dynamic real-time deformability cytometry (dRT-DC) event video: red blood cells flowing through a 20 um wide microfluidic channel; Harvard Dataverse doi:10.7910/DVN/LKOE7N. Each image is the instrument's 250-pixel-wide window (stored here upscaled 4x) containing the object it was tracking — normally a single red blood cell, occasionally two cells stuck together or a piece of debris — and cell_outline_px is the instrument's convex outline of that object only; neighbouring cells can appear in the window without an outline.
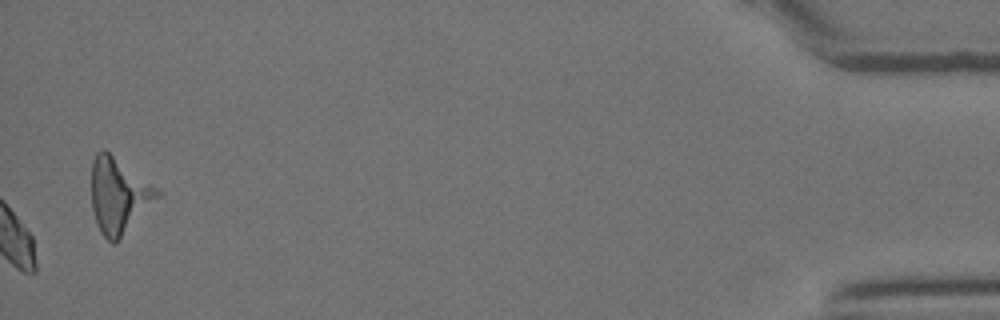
{"species": "Egyptian fruit bat (a non-hibernating species)", "species_latin": "Rousettus aegyptiacus", "temperature_condition": "room temperature", "stored_images_in_passage": 43, "camera_frame_rate_fps": 3000, "um_per_image_px": 0.085, "animal": {"sex": "female"}, "frame": {"image": 1, "passage_image": 43, "time_ms": 14.0, "image_size_px": [1000, 320], "cell_outline_px": [[160, 192], [120, 240], [116, 244], [112, 244], [100, 232], [92, 208], [92, 160], [96, 152], [104, 148], [160, 188]], "centroid_in_image_um": [10.06, 16.58], "position_along_channel_um": 425.1, "area_um2": 28.67}}